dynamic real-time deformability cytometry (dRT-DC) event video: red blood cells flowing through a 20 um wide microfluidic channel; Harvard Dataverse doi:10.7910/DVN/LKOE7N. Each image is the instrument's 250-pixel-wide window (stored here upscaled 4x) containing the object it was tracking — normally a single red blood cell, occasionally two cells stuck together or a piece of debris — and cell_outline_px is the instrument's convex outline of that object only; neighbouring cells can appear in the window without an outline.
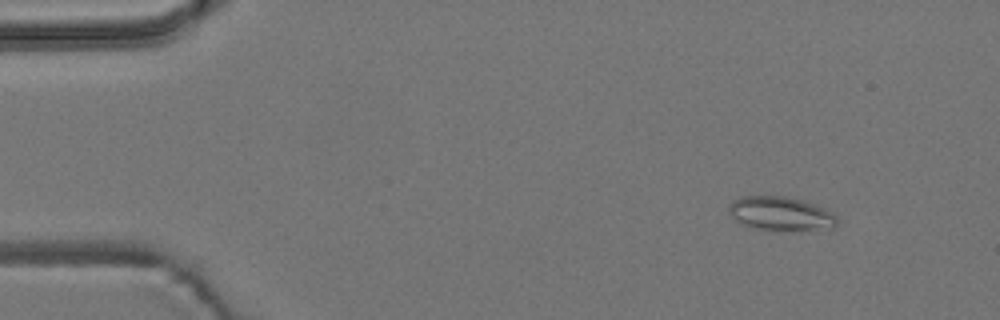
{"species": "common noctule bat (a hibernating species)", "species_latin": "Nyctalus noctula", "temperature_condition": "room temperature", "stored_images_in_passage": 4, "camera_frame_rate_fps": 3000, "um_per_image_px": 0.085, "animal": {"sex": "male", "body_mass_g": 19.2, "forearm_length_mm": 51.8}, "frame": {"image": 1, "passage_image": 2, "time_ms": 0.333, "image_size_px": [1000, 320], "cell_outline_px": [[836, 224], [832, 228], [796, 232], [780, 232], [748, 228], [740, 224], [728, 212], [728, 208], [732, 200], [744, 196], [784, 196], [804, 200], [824, 208], [832, 212], [836, 216]], "centroid_in_image_um": [66.34, 18.2], "position_along_channel_um": 18.7, "area_um2": 22.2}}